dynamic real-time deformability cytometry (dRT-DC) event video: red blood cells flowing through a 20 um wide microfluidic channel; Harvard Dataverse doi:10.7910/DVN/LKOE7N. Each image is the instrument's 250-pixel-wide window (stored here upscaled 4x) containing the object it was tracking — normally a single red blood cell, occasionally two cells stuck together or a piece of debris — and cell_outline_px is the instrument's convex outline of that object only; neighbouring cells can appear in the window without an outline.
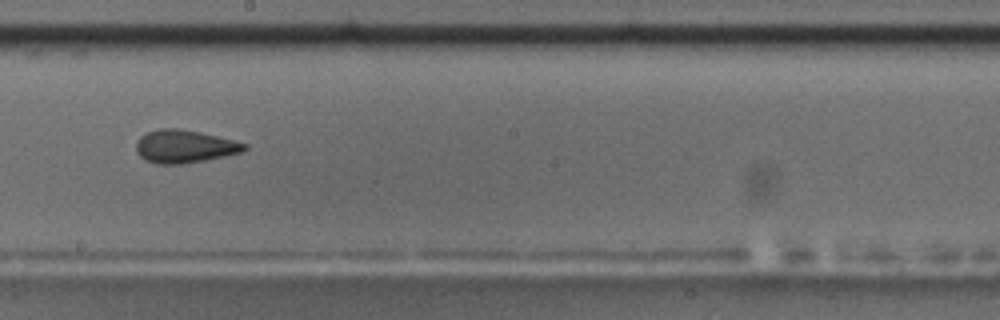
{"species": "common noctule bat (a hibernating species)", "species_latin": "Nyctalus noctula", "temperature_condition": "room temperature", "stored_images_in_passage": 56, "camera_frame_rate_fps": 3000, "um_per_image_px": 0.085, "animal": {"sex": "male", "body_mass_g": 17.5, "forearm_length_mm": 52.3}, "frame": {"image": 1, "passage_image": 32, "time_ms": 10.333, "image_size_px": [1000, 320], "cell_outline_px": [[248, 148], [240, 152], [224, 156], [184, 164], [156, 164], [144, 160], [136, 152], [136, 144], [140, 136], [148, 132], [160, 128], [180, 128], [200, 132], [248, 144]], "centroid_in_image_um": [15.65, 12.45], "position_along_channel_um": 232.6, "area_um2": 20.75}, "authors_computed_cell_mechanics": {"area_um2": 20.5768, "velocity_mm_per_s": 3.7001, "shape_relaxation_time_tau1_ms": 10.0571, "shape_relaxation_time_tau2_ms": 2.1767, "deformation_change_tau1": 0.2022, "deformation_change_tau2": 0.1054}}